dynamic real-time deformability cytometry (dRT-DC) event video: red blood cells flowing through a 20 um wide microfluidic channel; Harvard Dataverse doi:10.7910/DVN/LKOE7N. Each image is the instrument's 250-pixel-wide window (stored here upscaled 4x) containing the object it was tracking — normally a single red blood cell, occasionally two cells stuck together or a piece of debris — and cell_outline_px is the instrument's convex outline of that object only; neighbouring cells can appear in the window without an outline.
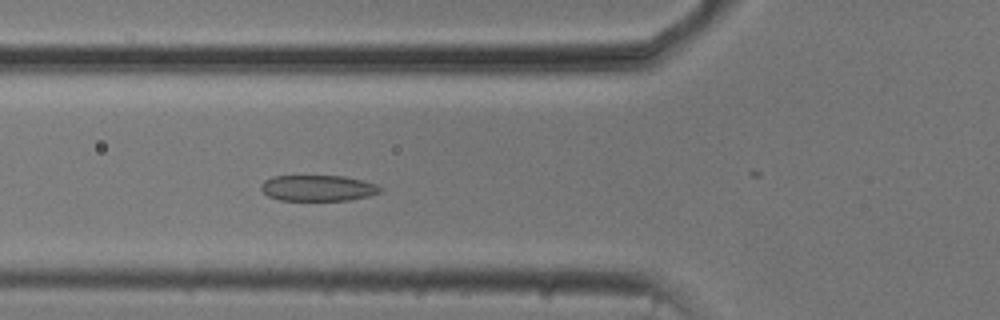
{"species": "common noctule bat (a hibernating species)", "species_latin": "Nyctalus noctula", "temperature_condition": "cold", "stored_images_in_passage": 30, "camera_frame_rate_fps": 3000, "um_per_image_px": 0.085, "animal": {"sex": "male", "body_mass_g": 20.5, "forearm_length_mm": 52.5}, "frame": {"image": 1, "passage_image": 15, "time_ms": 4.667, "image_size_px": [1000, 320], "cell_outline_px": [[380, 192], [368, 196], [348, 200], [280, 200], [268, 196], [260, 188], [260, 184], [264, 180], [272, 176], [344, 176], [376, 184], [380, 188]], "centroid_in_image_um": [26.97, 15.98], "position_along_channel_um": 98.8, "area_um2": 17.86}}
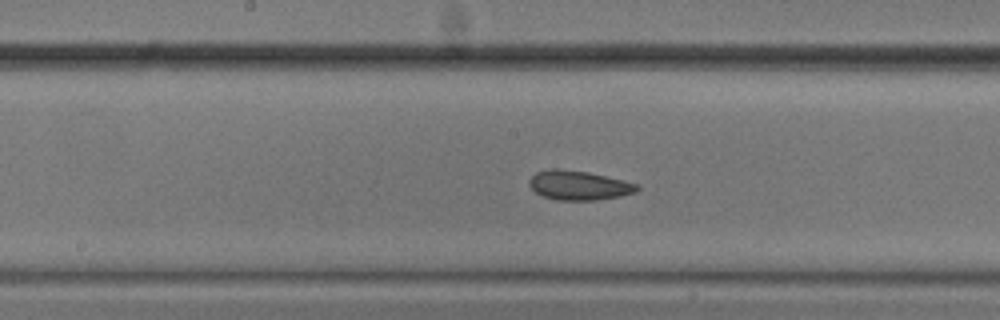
{"frame": {"image": 2, "passage_image": 23, "time_ms": 7.333, "image_size_px": [1000, 320], "cell_outline_px": [[640, 188], [636, 192], [620, 196], [596, 200], [556, 200], [544, 196], [536, 192], [528, 184], [528, 180], [536, 172], [548, 168], [560, 168], [588, 172], [624, 180], [640, 184]], "centroid_in_image_um": [49.21, 15.74], "position_along_channel_um": 199.0, "area_um2": 18.61}}
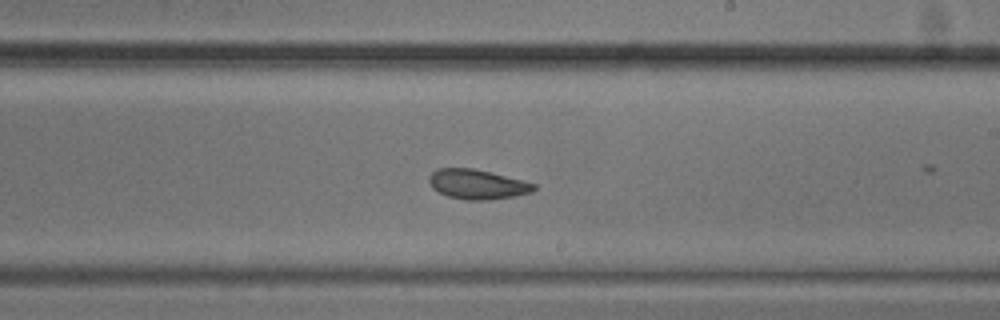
{"frame": {"image": 3, "passage_image": 27, "time_ms": 8.667, "image_size_px": [1000, 320], "cell_outline_px": [[536, 188], [532, 192], [516, 196], [488, 200], [464, 200], [448, 196], [432, 188], [428, 180], [428, 176], [436, 168], [472, 168], [536, 184]], "centroid_in_image_um": [40.53, 15.67], "position_along_channel_um": 248.5, "area_um2": 18.03}}